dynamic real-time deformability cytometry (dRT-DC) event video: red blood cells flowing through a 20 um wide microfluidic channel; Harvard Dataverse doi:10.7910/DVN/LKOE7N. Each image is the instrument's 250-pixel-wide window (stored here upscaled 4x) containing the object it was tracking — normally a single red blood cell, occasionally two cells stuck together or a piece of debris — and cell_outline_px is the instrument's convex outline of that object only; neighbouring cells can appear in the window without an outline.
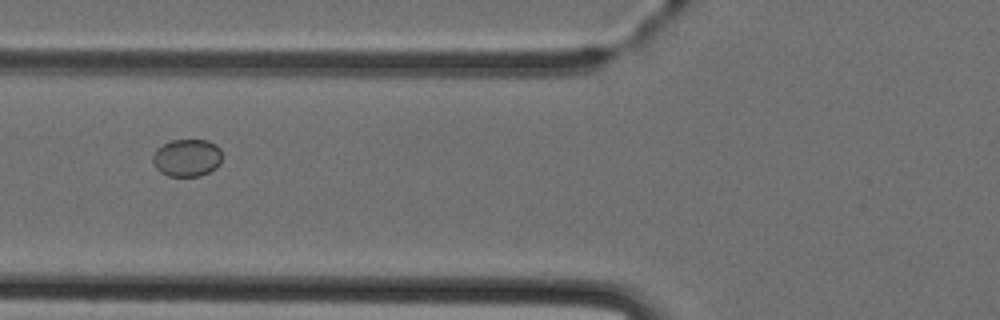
{"species": "Egyptian fruit bat (a non-hibernating species)", "species_latin": "Rousettus aegyptiacus", "temperature_condition": "cold", "stored_images_in_passage": 2, "camera_frame_rate_fps": 3000, "um_per_image_px": 0.085, "animal": {"sex": "female"}, "frame": {"image": 1, "passage_image": 2, "time_ms": 1.0, "image_size_px": [1000, 320], "cell_outline_px": [[220, 164], [216, 168], [200, 176], [168, 176], [160, 172], [156, 168], [152, 160], [152, 156], [156, 148], [172, 140], [208, 140], [216, 144], [220, 148]], "centroid_in_image_um": [15.88, 13.41], "position_along_channel_um": 109.9, "area_um2": 15.2}}